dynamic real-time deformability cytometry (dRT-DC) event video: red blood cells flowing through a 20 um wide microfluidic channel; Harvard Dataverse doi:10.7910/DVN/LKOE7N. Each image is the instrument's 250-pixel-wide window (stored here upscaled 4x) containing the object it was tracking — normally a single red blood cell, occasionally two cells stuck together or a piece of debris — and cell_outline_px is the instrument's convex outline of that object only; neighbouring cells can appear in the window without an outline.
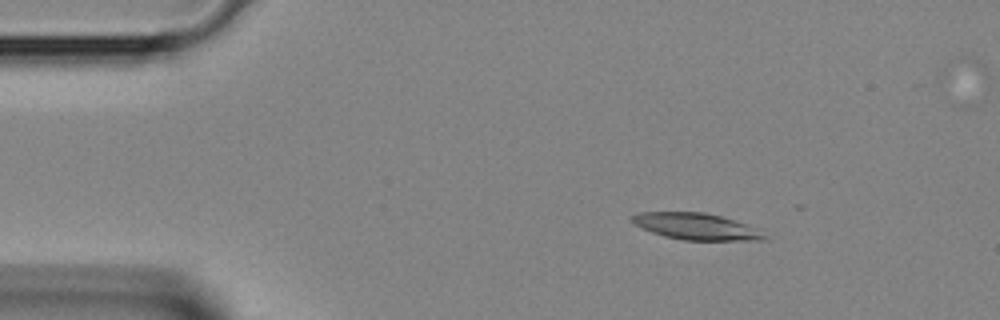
{"species": "Egyptian fruit bat (a non-hibernating species)", "species_latin": "Rousettus aegyptiacus", "temperature_condition": "room temperature", "stored_images_in_passage": 3, "segment_of_instrument_passage": [1, 2], "camera_frame_rate_fps": 3000, "um_per_image_px": 0.085, "animal": {"sex": "female"}, "frame": {"image": 1, "passage_image": 1, "time_ms": 0.0, "image_size_px": [1000, 320], "cell_outline_px": [[768, 236], [764, 240], [684, 240], [664, 236], [652, 232], [628, 220], [628, 216], [640, 212], [704, 212], [720, 216], [756, 228]], "centroid_in_image_um": [59.13, 19.24], "position_along_channel_um": 25.9, "area_um2": 20.29}}